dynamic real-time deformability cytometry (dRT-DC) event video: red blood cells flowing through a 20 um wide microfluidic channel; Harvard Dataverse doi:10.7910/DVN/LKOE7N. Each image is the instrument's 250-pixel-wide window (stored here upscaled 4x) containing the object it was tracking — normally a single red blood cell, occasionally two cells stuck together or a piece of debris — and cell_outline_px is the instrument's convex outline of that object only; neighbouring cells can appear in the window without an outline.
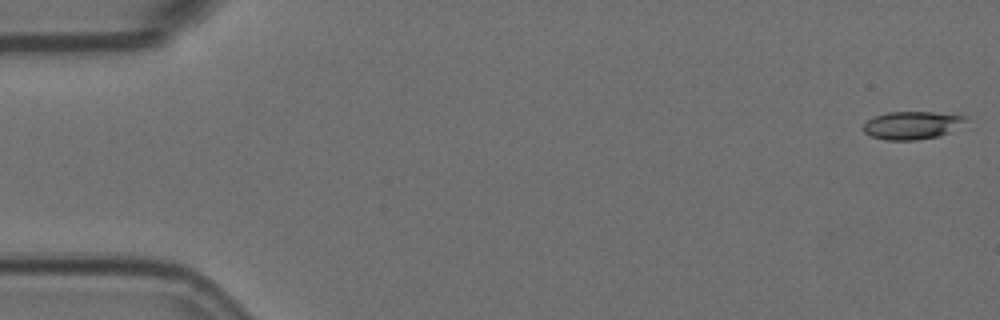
{"species": "Egyptian fruit bat (a non-hibernating species)", "species_latin": "Rousettus aegyptiacus", "temperature_condition": "room temperature", "stored_images_in_passage": 56, "camera_frame_rate_fps": 3000, "um_per_image_px": 0.085, "animal": {"sex": "female"}, "frame": {"image": 1, "passage_image": 1, "time_ms": 0.0, "image_size_px": [1000, 320], "cell_outline_px": [[972, 116], [968, 128], [940, 136], [916, 140], [884, 140], [872, 136], [864, 132], [864, 124], [868, 120], [876, 116], [888, 112], [932, 112]], "centroid_in_image_um": [77.76, 10.65], "position_along_channel_um": 7.2, "area_um2": 17.46}}
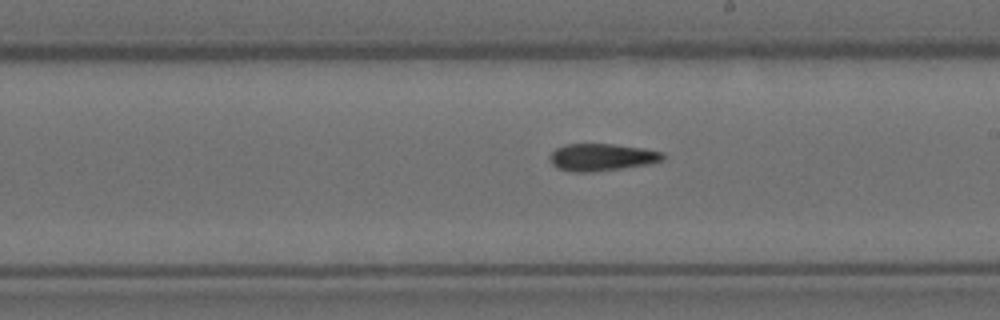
{"frame": {"image": 2, "passage_image": 32, "time_ms": 10.333, "image_size_px": [1000, 320], "cell_outline_px": [[664, 160], [652, 164], [624, 168], [592, 172], [572, 172], [556, 168], [552, 164], [548, 156], [556, 148], [564, 144], [612, 144], [644, 148], [664, 152]], "centroid_in_image_um": [51.16, 13.37], "position_along_channel_um": 237.8, "area_um2": 18.26}}
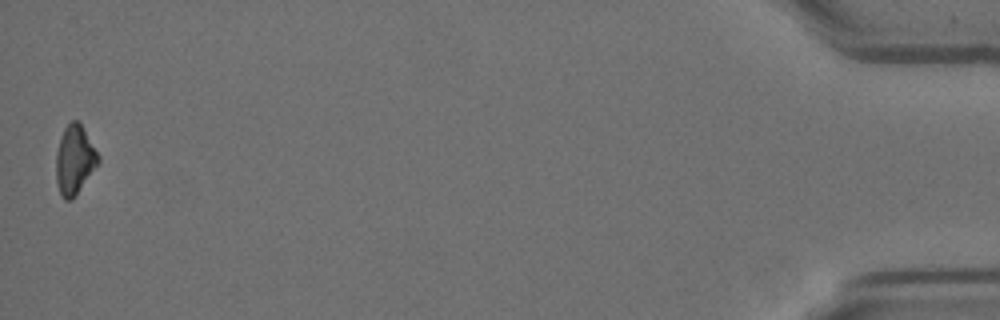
{"frame": {"image": 3, "passage_image": 56, "time_ms": 18.333, "image_size_px": [1000, 320], "cell_outline_px": [[100, 160], [72, 200], [64, 200], [60, 196], [56, 180], [56, 152], [64, 128], [72, 120], [80, 120], [100, 156]], "centroid_in_image_um": [6.34, 13.57], "position_along_channel_um": 428.9, "area_um2": 16.99}, "authors_computed_cell_mechanics": {"area_um2": 17.7157, "velocity_mm_per_s": 3.588, "shape_relaxation_time_tau1_ms": null, "shape_relaxation_time_tau2_ms": 6.7776, "deformation_change_tau1": null, "deformation_change_tau2": 0.1372}}